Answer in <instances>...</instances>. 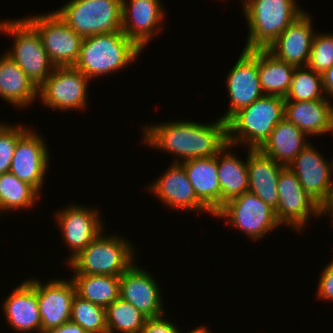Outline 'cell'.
Returning <instances> with one entry per match:
<instances>
[{
    "label": "cell",
    "mask_w": 333,
    "mask_h": 333,
    "mask_svg": "<svg viewBox=\"0 0 333 333\" xmlns=\"http://www.w3.org/2000/svg\"><path fill=\"white\" fill-rule=\"evenodd\" d=\"M90 79L74 66L55 67L38 87V99L50 109L83 110L88 102Z\"/></svg>",
    "instance_id": "cell-9"
},
{
    "label": "cell",
    "mask_w": 333,
    "mask_h": 333,
    "mask_svg": "<svg viewBox=\"0 0 333 333\" xmlns=\"http://www.w3.org/2000/svg\"><path fill=\"white\" fill-rule=\"evenodd\" d=\"M180 333H181V331H180ZM188 333H210V330L208 328H206V326H204V327L199 326V327L194 328L193 330H191Z\"/></svg>",
    "instance_id": "cell-41"
},
{
    "label": "cell",
    "mask_w": 333,
    "mask_h": 333,
    "mask_svg": "<svg viewBox=\"0 0 333 333\" xmlns=\"http://www.w3.org/2000/svg\"><path fill=\"white\" fill-rule=\"evenodd\" d=\"M309 143L288 166L303 186L305 192L322 207L333 192V168L320 151Z\"/></svg>",
    "instance_id": "cell-16"
},
{
    "label": "cell",
    "mask_w": 333,
    "mask_h": 333,
    "mask_svg": "<svg viewBox=\"0 0 333 333\" xmlns=\"http://www.w3.org/2000/svg\"><path fill=\"white\" fill-rule=\"evenodd\" d=\"M28 281L37 290L39 312L42 319V331L59 327L70 321L72 301L76 287L72 279H54L43 283L35 278Z\"/></svg>",
    "instance_id": "cell-17"
},
{
    "label": "cell",
    "mask_w": 333,
    "mask_h": 333,
    "mask_svg": "<svg viewBox=\"0 0 333 333\" xmlns=\"http://www.w3.org/2000/svg\"><path fill=\"white\" fill-rule=\"evenodd\" d=\"M284 118L309 138L333 133V105L328 98L313 101L285 100Z\"/></svg>",
    "instance_id": "cell-23"
},
{
    "label": "cell",
    "mask_w": 333,
    "mask_h": 333,
    "mask_svg": "<svg viewBox=\"0 0 333 333\" xmlns=\"http://www.w3.org/2000/svg\"><path fill=\"white\" fill-rule=\"evenodd\" d=\"M31 128L17 141L9 172L39 193L49 168V149L42 135Z\"/></svg>",
    "instance_id": "cell-15"
},
{
    "label": "cell",
    "mask_w": 333,
    "mask_h": 333,
    "mask_svg": "<svg viewBox=\"0 0 333 333\" xmlns=\"http://www.w3.org/2000/svg\"><path fill=\"white\" fill-rule=\"evenodd\" d=\"M0 122V175L9 172L17 141L30 129Z\"/></svg>",
    "instance_id": "cell-35"
},
{
    "label": "cell",
    "mask_w": 333,
    "mask_h": 333,
    "mask_svg": "<svg viewBox=\"0 0 333 333\" xmlns=\"http://www.w3.org/2000/svg\"><path fill=\"white\" fill-rule=\"evenodd\" d=\"M1 33L13 37V45L4 52L28 76L38 88L56 67L50 60L37 30L25 19L2 20Z\"/></svg>",
    "instance_id": "cell-6"
},
{
    "label": "cell",
    "mask_w": 333,
    "mask_h": 333,
    "mask_svg": "<svg viewBox=\"0 0 333 333\" xmlns=\"http://www.w3.org/2000/svg\"><path fill=\"white\" fill-rule=\"evenodd\" d=\"M160 1L122 0V31L141 52L165 28Z\"/></svg>",
    "instance_id": "cell-14"
},
{
    "label": "cell",
    "mask_w": 333,
    "mask_h": 333,
    "mask_svg": "<svg viewBox=\"0 0 333 333\" xmlns=\"http://www.w3.org/2000/svg\"><path fill=\"white\" fill-rule=\"evenodd\" d=\"M284 168L285 166L276 163L259 149L248 148V191L258 196L274 211L279 203L278 180Z\"/></svg>",
    "instance_id": "cell-22"
},
{
    "label": "cell",
    "mask_w": 333,
    "mask_h": 333,
    "mask_svg": "<svg viewBox=\"0 0 333 333\" xmlns=\"http://www.w3.org/2000/svg\"><path fill=\"white\" fill-rule=\"evenodd\" d=\"M296 0H247L243 6L249 32L244 49H267L304 11Z\"/></svg>",
    "instance_id": "cell-4"
},
{
    "label": "cell",
    "mask_w": 333,
    "mask_h": 333,
    "mask_svg": "<svg viewBox=\"0 0 333 333\" xmlns=\"http://www.w3.org/2000/svg\"><path fill=\"white\" fill-rule=\"evenodd\" d=\"M327 98L323 89L322 74L307 66L295 67L292 82L285 100L313 101Z\"/></svg>",
    "instance_id": "cell-32"
},
{
    "label": "cell",
    "mask_w": 333,
    "mask_h": 333,
    "mask_svg": "<svg viewBox=\"0 0 333 333\" xmlns=\"http://www.w3.org/2000/svg\"><path fill=\"white\" fill-rule=\"evenodd\" d=\"M107 333H141L147 317L120 297L105 308Z\"/></svg>",
    "instance_id": "cell-31"
},
{
    "label": "cell",
    "mask_w": 333,
    "mask_h": 333,
    "mask_svg": "<svg viewBox=\"0 0 333 333\" xmlns=\"http://www.w3.org/2000/svg\"><path fill=\"white\" fill-rule=\"evenodd\" d=\"M197 198L215 215L221 209L217 155L180 162Z\"/></svg>",
    "instance_id": "cell-24"
},
{
    "label": "cell",
    "mask_w": 333,
    "mask_h": 333,
    "mask_svg": "<svg viewBox=\"0 0 333 333\" xmlns=\"http://www.w3.org/2000/svg\"><path fill=\"white\" fill-rule=\"evenodd\" d=\"M225 77L231 104L228 111L219 118L228 121L240 109L265 95L258 75V49H243L239 59Z\"/></svg>",
    "instance_id": "cell-12"
},
{
    "label": "cell",
    "mask_w": 333,
    "mask_h": 333,
    "mask_svg": "<svg viewBox=\"0 0 333 333\" xmlns=\"http://www.w3.org/2000/svg\"><path fill=\"white\" fill-rule=\"evenodd\" d=\"M70 321L88 333H107L105 308L78 296L72 301Z\"/></svg>",
    "instance_id": "cell-33"
},
{
    "label": "cell",
    "mask_w": 333,
    "mask_h": 333,
    "mask_svg": "<svg viewBox=\"0 0 333 333\" xmlns=\"http://www.w3.org/2000/svg\"><path fill=\"white\" fill-rule=\"evenodd\" d=\"M55 12L82 38L122 31V0H71Z\"/></svg>",
    "instance_id": "cell-7"
},
{
    "label": "cell",
    "mask_w": 333,
    "mask_h": 333,
    "mask_svg": "<svg viewBox=\"0 0 333 333\" xmlns=\"http://www.w3.org/2000/svg\"><path fill=\"white\" fill-rule=\"evenodd\" d=\"M139 54L141 51L123 31L97 34L82 39L80 55L74 67L92 80L129 67Z\"/></svg>",
    "instance_id": "cell-2"
},
{
    "label": "cell",
    "mask_w": 333,
    "mask_h": 333,
    "mask_svg": "<svg viewBox=\"0 0 333 333\" xmlns=\"http://www.w3.org/2000/svg\"><path fill=\"white\" fill-rule=\"evenodd\" d=\"M70 204L64 209L59 210L55 214L59 225V230L62 233V239L66 246H69L70 255L67 262L74 258L80 251L85 249L103 229V221L100 216V211L96 208H90ZM102 222V223H101Z\"/></svg>",
    "instance_id": "cell-13"
},
{
    "label": "cell",
    "mask_w": 333,
    "mask_h": 333,
    "mask_svg": "<svg viewBox=\"0 0 333 333\" xmlns=\"http://www.w3.org/2000/svg\"><path fill=\"white\" fill-rule=\"evenodd\" d=\"M311 70L323 74L333 66V34L316 32L308 63Z\"/></svg>",
    "instance_id": "cell-34"
},
{
    "label": "cell",
    "mask_w": 333,
    "mask_h": 333,
    "mask_svg": "<svg viewBox=\"0 0 333 333\" xmlns=\"http://www.w3.org/2000/svg\"><path fill=\"white\" fill-rule=\"evenodd\" d=\"M214 217L227 220L253 241L262 239L271 230L281 227L275 211L249 191L228 200Z\"/></svg>",
    "instance_id": "cell-8"
},
{
    "label": "cell",
    "mask_w": 333,
    "mask_h": 333,
    "mask_svg": "<svg viewBox=\"0 0 333 333\" xmlns=\"http://www.w3.org/2000/svg\"><path fill=\"white\" fill-rule=\"evenodd\" d=\"M40 333H88V332L78 324L68 321L59 327L46 329L41 331Z\"/></svg>",
    "instance_id": "cell-38"
},
{
    "label": "cell",
    "mask_w": 333,
    "mask_h": 333,
    "mask_svg": "<svg viewBox=\"0 0 333 333\" xmlns=\"http://www.w3.org/2000/svg\"><path fill=\"white\" fill-rule=\"evenodd\" d=\"M322 214L324 215H332L333 216V192L329 198V200L327 201V203L322 207ZM332 222H333V218H332ZM333 226V223H332Z\"/></svg>",
    "instance_id": "cell-40"
},
{
    "label": "cell",
    "mask_w": 333,
    "mask_h": 333,
    "mask_svg": "<svg viewBox=\"0 0 333 333\" xmlns=\"http://www.w3.org/2000/svg\"><path fill=\"white\" fill-rule=\"evenodd\" d=\"M307 139L308 136L305 133L283 118L259 150L276 163L288 167L310 143Z\"/></svg>",
    "instance_id": "cell-25"
},
{
    "label": "cell",
    "mask_w": 333,
    "mask_h": 333,
    "mask_svg": "<svg viewBox=\"0 0 333 333\" xmlns=\"http://www.w3.org/2000/svg\"><path fill=\"white\" fill-rule=\"evenodd\" d=\"M38 32L50 60L56 67L74 66L80 55L82 37L55 11L25 18Z\"/></svg>",
    "instance_id": "cell-11"
},
{
    "label": "cell",
    "mask_w": 333,
    "mask_h": 333,
    "mask_svg": "<svg viewBox=\"0 0 333 333\" xmlns=\"http://www.w3.org/2000/svg\"><path fill=\"white\" fill-rule=\"evenodd\" d=\"M317 289V298L333 302V261L321 271Z\"/></svg>",
    "instance_id": "cell-37"
},
{
    "label": "cell",
    "mask_w": 333,
    "mask_h": 333,
    "mask_svg": "<svg viewBox=\"0 0 333 333\" xmlns=\"http://www.w3.org/2000/svg\"><path fill=\"white\" fill-rule=\"evenodd\" d=\"M76 294L106 308L119 298L120 276L73 274Z\"/></svg>",
    "instance_id": "cell-29"
},
{
    "label": "cell",
    "mask_w": 333,
    "mask_h": 333,
    "mask_svg": "<svg viewBox=\"0 0 333 333\" xmlns=\"http://www.w3.org/2000/svg\"><path fill=\"white\" fill-rule=\"evenodd\" d=\"M307 13L298 16L267 48L276 58L295 67L307 65L316 34Z\"/></svg>",
    "instance_id": "cell-20"
},
{
    "label": "cell",
    "mask_w": 333,
    "mask_h": 333,
    "mask_svg": "<svg viewBox=\"0 0 333 333\" xmlns=\"http://www.w3.org/2000/svg\"><path fill=\"white\" fill-rule=\"evenodd\" d=\"M233 147L228 143L217 155L221 208L228 200L248 191L247 159L243 161L236 154L230 153Z\"/></svg>",
    "instance_id": "cell-27"
},
{
    "label": "cell",
    "mask_w": 333,
    "mask_h": 333,
    "mask_svg": "<svg viewBox=\"0 0 333 333\" xmlns=\"http://www.w3.org/2000/svg\"><path fill=\"white\" fill-rule=\"evenodd\" d=\"M322 82L326 97L333 98V66L322 74Z\"/></svg>",
    "instance_id": "cell-39"
},
{
    "label": "cell",
    "mask_w": 333,
    "mask_h": 333,
    "mask_svg": "<svg viewBox=\"0 0 333 333\" xmlns=\"http://www.w3.org/2000/svg\"><path fill=\"white\" fill-rule=\"evenodd\" d=\"M247 2V0H243L242 1V5L244 6V4Z\"/></svg>",
    "instance_id": "cell-42"
},
{
    "label": "cell",
    "mask_w": 333,
    "mask_h": 333,
    "mask_svg": "<svg viewBox=\"0 0 333 333\" xmlns=\"http://www.w3.org/2000/svg\"><path fill=\"white\" fill-rule=\"evenodd\" d=\"M166 207L171 210H189L215 216L196 196L184 167L180 163H172L155 182L148 186Z\"/></svg>",
    "instance_id": "cell-18"
},
{
    "label": "cell",
    "mask_w": 333,
    "mask_h": 333,
    "mask_svg": "<svg viewBox=\"0 0 333 333\" xmlns=\"http://www.w3.org/2000/svg\"><path fill=\"white\" fill-rule=\"evenodd\" d=\"M39 194L33 186L19 180L13 173H3L0 175V216L4 211L31 209L40 199Z\"/></svg>",
    "instance_id": "cell-30"
},
{
    "label": "cell",
    "mask_w": 333,
    "mask_h": 333,
    "mask_svg": "<svg viewBox=\"0 0 333 333\" xmlns=\"http://www.w3.org/2000/svg\"><path fill=\"white\" fill-rule=\"evenodd\" d=\"M142 131V143L176 155L173 163L216 156L228 144L227 121L220 118L207 124L168 121L144 125Z\"/></svg>",
    "instance_id": "cell-1"
},
{
    "label": "cell",
    "mask_w": 333,
    "mask_h": 333,
    "mask_svg": "<svg viewBox=\"0 0 333 333\" xmlns=\"http://www.w3.org/2000/svg\"><path fill=\"white\" fill-rule=\"evenodd\" d=\"M295 66L276 58L267 49H258V75L265 95H287Z\"/></svg>",
    "instance_id": "cell-28"
},
{
    "label": "cell",
    "mask_w": 333,
    "mask_h": 333,
    "mask_svg": "<svg viewBox=\"0 0 333 333\" xmlns=\"http://www.w3.org/2000/svg\"><path fill=\"white\" fill-rule=\"evenodd\" d=\"M277 191L279 203L275 215L281 226L294 228L299 233L312 216L323 217L322 206L305 192L296 174L288 167L280 173Z\"/></svg>",
    "instance_id": "cell-10"
},
{
    "label": "cell",
    "mask_w": 333,
    "mask_h": 333,
    "mask_svg": "<svg viewBox=\"0 0 333 333\" xmlns=\"http://www.w3.org/2000/svg\"><path fill=\"white\" fill-rule=\"evenodd\" d=\"M148 272L134 263L120 276L119 297L150 318L165 312L159 284Z\"/></svg>",
    "instance_id": "cell-19"
},
{
    "label": "cell",
    "mask_w": 333,
    "mask_h": 333,
    "mask_svg": "<svg viewBox=\"0 0 333 333\" xmlns=\"http://www.w3.org/2000/svg\"><path fill=\"white\" fill-rule=\"evenodd\" d=\"M284 105L283 97L263 95L240 109L227 121L228 143L259 149L284 118Z\"/></svg>",
    "instance_id": "cell-3"
},
{
    "label": "cell",
    "mask_w": 333,
    "mask_h": 333,
    "mask_svg": "<svg viewBox=\"0 0 333 333\" xmlns=\"http://www.w3.org/2000/svg\"><path fill=\"white\" fill-rule=\"evenodd\" d=\"M0 97L18 109L29 106L38 97V88L6 54L0 55Z\"/></svg>",
    "instance_id": "cell-26"
},
{
    "label": "cell",
    "mask_w": 333,
    "mask_h": 333,
    "mask_svg": "<svg viewBox=\"0 0 333 333\" xmlns=\"http://www.w3.org/2000/svg\"><path fill=\"white\" fill-rule=\"evenodd\" d=\"M141 333H180L175 323L164 318V314L147 318Z\"/></svg>",
    "instance_id": "cell-36"
},
{
    "label": "cell",
    "mask_w": 333,
    "mask_h": 333,
    "mask_svg": "<svg viewBox=\"0 0 333 333\" xmlns=\"http://www.w3.org/2000/svg\"><path fill=\"white\" fill-rule=\"evenodd\" d=\"M2 305L7 324L16 332L42 331L37 290L28 279L13 289Z\"/></svg>",
    "instance_id": "cell-21"
},
{
    "label": "cell",
    "mask_w": 333,
    "mask_h": 333,
    "mask_svg": "<svg viewBox=\"0 0 333 333\" xmlns=\"http://www.w3.org/2000/svg\"><path fill=\"white\" fill-rule=\"evenodd\" d=\"M101 232L68 263L73 274L121 276L135 262L131 242Z\"/></svg>",
    "instance_id": "cell-5"
}]
</instances>
